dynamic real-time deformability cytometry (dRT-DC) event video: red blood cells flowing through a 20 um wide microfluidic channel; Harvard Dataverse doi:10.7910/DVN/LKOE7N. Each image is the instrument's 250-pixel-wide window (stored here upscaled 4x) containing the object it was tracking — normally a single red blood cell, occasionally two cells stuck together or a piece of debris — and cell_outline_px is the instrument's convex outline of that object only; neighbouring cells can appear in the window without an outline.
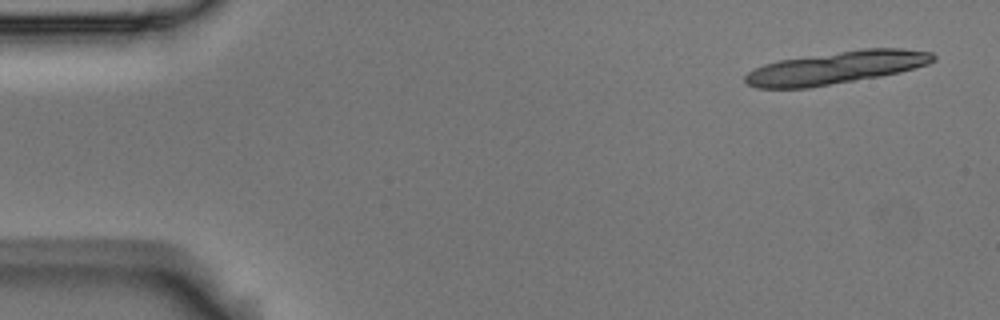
{"species": "Egyptian fruit bat (a non-hibernating species)", "species_latin": "Rousettus aegyptiacus", "temperature_condition": "room temperature", "stored_images_in_passage": 3, "camera_frame_rate_fps": 3000, "um_per_image_px": 0.085, "animal": {"sex": "male"}, "frame": {"image": 1, "passage_image": 1, "time_ms": 0.0, "image_size_px": [1000, 320], "cell_outline_px": [[936, 60], [928, 64], [900, 72], [880, 76], [808, 88], [756, 88], [748, 84], [744, 80], [744, 76], [748, 72], [764, 64], [780, 60], [860, 48], [904, 48], [932, 52], [936, 56]], "centroid_in_image_um": [71.1, 5.74], "position_along_channel_um": 13.9, "area_um2": 35.78}}